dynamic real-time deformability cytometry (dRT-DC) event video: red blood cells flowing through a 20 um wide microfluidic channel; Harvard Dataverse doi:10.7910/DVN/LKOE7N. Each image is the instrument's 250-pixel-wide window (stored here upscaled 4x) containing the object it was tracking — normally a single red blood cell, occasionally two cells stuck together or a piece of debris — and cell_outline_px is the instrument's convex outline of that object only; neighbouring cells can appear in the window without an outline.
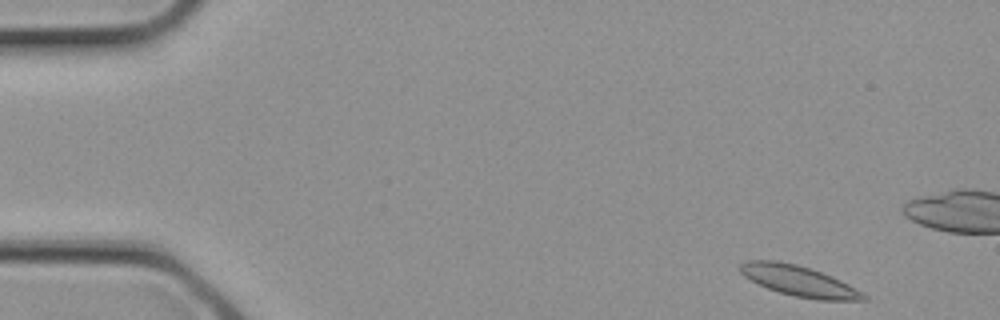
{"species": "common noctule bat (a hibernating species)", "species_latin": "Nyctalus noctula", "temperature_condition": "cold", "stored_images_in_passage": 3, "camera_frame_rate_fps": 3000, "um_per_image_px": 0.085, "animal": {"sex": "female", "body_mass_g": 21.9}, "frame": {"image": 1, "passage_image": 1, "time_ms": 0.0, "image_size_px": [1000, 320], "cell_outline_px": [[868, 300], [816, 300], [796, 296], [780, 292], [768, 288], [744, 276], [740, 272], [740, 264], [748, 260], [776, 260], [796, 264], [812, 268], [832, 276], [848, 284], [868, 296]], "centroid_in_image_um": [67.93, 23.87], "position_along_channel_um": 17.1, "area_um2": 21.79}}